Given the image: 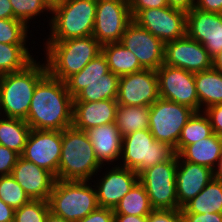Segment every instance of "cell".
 I'll return each instance as SVG.
<instances>
[{
    "label": "cell",
    "instance_id": "cell-12",
    "mask_svg": "<svg viewBox=\"0 0 222 222\" xmlns=\"http://www.w3.org/2000/svg\"><path fill=\"white\" fill-rule=\"evenodd\" d=\"M187 13L171 8H150L141 10L133 20L163 43L186 36Z\"/></svg>",
    "mask_w": 222,
    "mask_h": 222
},
{
    "label": "cell",
    "instance_id": "cell-13",
    "mask_svg": "<svg viewBox=\"0 0 222 222\" xmlns=\"http://www.w3.org/2000/svg\"><path fill=\"white\" fill-rule=\"evenodd\" d=\"M61 149L62 131L31 129L21 157L51 172L57 179Z\"/></svg>",
    "mask_w": 222,
    "mask_h": 222
},
{
    "label": "cell",
    "instance_id": "cell-7",
    "mask_svg": "<svg viewBox=\"0 0 222 222\" xmlns=\"http://www.w3.org/2000/svg\"><path fill=\"white\" fill-rule=\"evenodd\" d=\"M174 154V149L155 140L149 129L140 130L123 137L121 167L139 174L148 167L168 161Z\"/></svg>",
    "mask_w": 222,
    "mask_h": 222
},
{
    "label": "cell",
    "instance_id": "cell-22",
    "mask_svg": "<svg viewBox=\"0 0 222 222\" xmlns=\"http://www.w3.org/2000/svg\"><path fill=\"white\" fill-rule=\"evenodd\" d=\"M85 132L101 165L104 166L105 161L109 163L121 158L123 137L115 122L93 127Z\"/></svg>",
    "mask_w": 222,
    "mask_h": 222
},
{
    "label": "cell",
    "instance_id": "cell-30",
    "mask_svg": "<svg viewBox=\"0 0 222 222\" xmlns=\"http://www.w3.org/2000/svg\"><path fill=\"white\" fill-rule=\"evenodd\" d=\"M119 76L111 71L102 76V79L90 81L87 87L83 88L73 101L93 102L107 99H117Z\"/></svg>",
    "mask_w": 222,
    "mask_h": 222
},
{
    "label": "cell",
    "instance_id": "cell-40",
    "mask_svg": "<svg viewBox=\"0 0 222 222\" xmlns=\"http://www.w3.org/2000/svg\"><path fill=\"white\" fill-rule=\"evenodd\" d=\"M132 19L144 9L167 7V0H128Z\"/></svg>",
    "mask_w": 222,
    "mask_h": 222
},
{
    "label": "cell",
    "instance_id": "cell-45",
    "mask_svg": "<svg viewBox=\"0 0 222 222\" xmlns=\"http://www.w3.org/2000/svg\"><path fill=\"white\" fill-rule=\"evenodd\" d=\"M168 6L174 9L189 12L195 7V0H167Z\"/></svg>",
    "mask_w": 222,
    "mask_h": 222
},
{
    "label": "cell",
    "instance_id": "cell-42",
    "mask_svg": "<svg viewBox=\"0 0 222 222\" xmlns=\"http://www.w3.org/2000/svg\"><path fill=\"white\" fill-rule=\"evenodd\" d=\"M114 215L112 208L98 207L77 222H114Z\"/></svg>",
    "mask_w": 222,
    "mask_h": 222
},
{
    "label": "cell",
    "instance_id": "cell-20",
    "mask_svg": "<svg viewBox=\"0 0 222 222\" xmlns=\"http://www.w3.org/2000/svg\"><path fill=\"white\" fill-rule=\"evenodd\" d=\"M213 178L211 168L184 161L177 155L176 195L179 206L182 208L195 198Z\"/></svg>",
    "mask_w": 222,
    "mask_h": 222
},
{
    "label": "cell",
    "instance_id": "cell-3",
    "mask_svg": "<svg viewBox=\"0 0 222 222\" xmlns=\"http://www.w3.org/2000/svg\"><path fill=\"white\" fill-rule=\"evenodd\" d=\"M101 46L93 35L64 41H47V71L52 77L65 82L100 54Z\"/></svg>",
    "mask_w": 222,
    "mask_h": 222
},
{
    "label": "cell",
    "instance_id": "cell-4",
    "mask_svg": "<svg viewBox=\"0 0 222 222\" xmlns=\"http://www.w3.org/2000/svg\"><path fill=\"white\" fill-rule=\"evenodd\" d=\"M101 167L85 131L73 125L62 130L58 180L90 181Z\"/></svg>",
    "mask_w": 222,
    "mask_h": 222
},
{
    "label": "cell",
    "instance_id": "cell-29",
    "mask_svg": "<svg viewBox=\"0 0 222 222\" xmlns=\"http://www.w3.org/2000/svg\"><path fill=\"white\" fill-rule=\"evenodd\" d=\"M109 65L103 53L98 54L80 72L70 76L66 81V87L74 98L90 81L100 80L104 74L109 73Z\"/></svg>",
    "mask_w": 222,
    "mask_h": 222
},
{
    "label": "cell",
    "instance_id": "cell-24",
    "mask_svg": "<svg viewBox=\"0 0 222 222\" xmlns=\"http://www.w3.org/2000/svg\"><path fill=\"white\" fill-rule=\"evenodd\" d=\"M101 52L107 60L109 70L119 77L144 69L135 54L121 42L104 44Z\"/></svg>",
    "mask_w": 222,
    "mask_h": 222
},
{
    "label": "cell",
    "instance_id": "cell-38",
    "mask_svg": "<svg viewBox=\"0 0 222 222\" xmlns=\"http://www.w3.org/2000/svg\"><path fill=\"white\" fill-rule=\"evenodd\" d=\"M19 157L18 153L0 145V176L11 175Z\"/></svg>",
    "mask_w": 222,
    "mask_h": 222
},
{
    "label": "cell",
    "instance_id": "cell-51",
    "mask_svg": "<svg viewBox=\"0 0 222 222\" xmlns=\"http://www.w3.org/2000/svg\"><path fill=\"white\" fill-rule=\"evenodd\" d=\"M214 178H216L217 180H222V155L219 159L218 166L214 170Z\"/></svg>",
    "mask_w": 222,
    "mask_h": 222
},
{
    "label": "cell",
    "instance_id": "cell-17",
    "mask_svg": "<svg viewBox=\"0 0 222 222\" xmlns=\"http://www.w3.org/2000/svg\"><path fill=\"white\" fill-rule=\"evenodd\" d=\"M186 35L204 45L213 58L222 50V14L193 8L186 15Z\"/></svg>",
    "mask_w": 222,
    "mask_h": 222
},
{
    "label": "cell",
    "instance_id": "cell-43",
    "mask_svg": "<svg viewBox=\"0 0 222 222\" xmlns=\"http://www.w3.org/2000/svg\"><path fill=\"white\" fill-rule=\"evenodd\" d=\"M181 222H222V213H181Z\"/></svg>",
    "mask_w": 222,
    "mask_h": 222
},
{
    "label": "cell",
    "instance_id": "cell-48",
    "mask_svg": "<svg viewBox=\"0 0 222 222\" xmlns=\"http://www.w3.org/2000/svg\"><path fill=\"white\" fill-rule=\"evenodd\" d=\"M13 18L10 0H0V19Z\"/></svg>",
    "mask_w": 222,
    "mask_h": 222
},
{
    "label": "cell",
    "instance_id": "cell-16",
    "mask_svg": "<svg viewBox=\"0 0 222 222\" xmlns=\"http://www.w3.org/2000/svg\"><path fill=\"white\" fill-rule=\"evenodd\" d=\"M164 64L197 73L212 68V57L204 45L186 35L165 43Z\"/></svg>",
    "mask_w": 222,
    "mask_h": 222
},
{
    "label": "cell",
    "instance_id": "cell-9",
    "mask_svg": "<svg viewBox=\"0 0 222 222\" xmlns=\"http://www.w3.org/2000/svg\"><path fill=\"white\" fill-rule=\"evenodd\" d=\"M195 111L176 102L158 98L150 106L149 130L155 140L176 148L183 126Z\"/></svg>",
    "mask_w": 222,
    "mask_h": 222
},
{
    "label": "cell",
    "instance_id": "cell-49",
    "mask_svg": "<svg viewBox=\"0 0 222 222\" xmlns=\"http://www.w3.org/2000/svg\"><path fill=\"white\" fill-rule=\"evenodd\" d=\"M212 68L222 73V50L212 58Z\"/></svg>",
    "mask_w": 222,
    "mask_h": 222
},
{
    "label": "cell",
    "instance_id": "cell-31",
    "mask_svg": "<svg viewBox=\"0 0 222 222\" xmlns=\"http://www.w3.org/2000/svg\"><path fill=\"white\" fill-rule=\"evenodd\" d=\"M113 210L114 214L148 216L154 209L150 204L145 187L137 181Z\"/></svg>",
    "mask_w": 222,
    "mask_h": 222
},
{
    "label": "cell",
    "instance_id": "cell-14",
    "mask_svg": "<svg viewBox=\"0 0 222 222\" xmlns=\"http://www.w3.org/2000/svg\"><path fill=\"white\" fill-rule=\"evenodd\" d=\"M158 98L156 70L142 69L119 78L118 105L150 107Z\"/></svg>",
    "mask_w": 222,
    "mask_h": 222
},
{
    "label": "cell",
    "instance_id": "cell-5",
    "mask_svg": "<svg viewBox=\"0 0 222 222\" xmlns=\"http://www.w3.org/2000/svg\"><path fill=\"white\" fill-rule=\"evenodd\" d=\"M89 181L56 179L48 203L50 212L71 222H77L96 210V190Z\"/></svg>",
    "mask_w": 222,
    "mask_h": 222
},
{
    "label": "cell",
    "instance_id": "cell-39",
    "mask_svg": "<svg viewBox=\"0 0 222 222\" xmlns=\"http://www.w3.org/2000/svg\"><path fill=\"white\" fill-rule=\"evenodd\" d=\"M180 209H154L148 216L147 222H180Z\"/></svg>",
    "mask_w": 222,
    "mask_h": 222
},
{
    "label": "cell",
    "instance_id": "cell-34",
    "mask_svg": "<svg viewBox=\"0 0 222 222\" xmlns=\"http://www.w3.org/2000/svg\"><path fill=\"white\" fill-rule=\"evenodd\" d=\"M0 199L14 209L31 200L12 175L0 176Z\"/></svg>",
    "mask_w": 222,
    "mask_h": 222
},
{
    "label": "cell",
    "instance_id": "cell-15",
    "mask_svg": "<svg viewBox=\"0 0 222 222\" xmlns=\"http://www.w3.org/2000/svg\"><path fill=\"white\" fill-rule=\"evenodd\" d=\"M137 57L144 69L157 70L164 64L165 43L132 20L120 41Z\"/></svg>",
    "mask_w": 222,
    "mask_h": 222
},
{
    "label": "cell",
    "instance_id": "cell-11",
    "mask_svg": "<svg viewBox=\"0 0 222 222\" xmlns=\"http://www.w3.org/2000/svg\"><path fill=\"white\" fill-rule=\"evenodd\" d=\"M159 98L167 99L199 111L194 73L162 64L157 70Z\"/></svg>",
    "mask_w": 222,
    "mask_h": 222
},
{
    "label": "cell",
    "instance_id": "cell-26",
    "mask_svg": "<svg viewBox=\"0 0 222 222\" xmlns=\"http://www.w3.org/2000/svg\"><path fill=\"white\" fill-rule=\"evenodd\" d=\"M181 213H222V180L213 178L204 189L188 201Z\"/></svg>",
    "mask_w": 222,
    "mask_h": 222
},
{
    "label": "cell",
    "instance_id": "cell-47",
    "mask_svg": "<svg viewBox=\"0 0 222 222\" xmlns=\"http://www.w3.org/2000/svg\"><path fill=\"white\" fill-rule=\"evenodd\" d=\"M114 222H147V216L115 214Z\"/></svg>",
    "mask_w": 222,
    "mask_h": 222
},
{
    "label": "cell",
    "instance_id": "cell-6",
    "mask_svg": "<svg viewBox=\"0 0 222 222\" xmlns=\"http://www.w3.org/2000/svg\"><path fill=\"white\" fill-rule=\"evenodd\" d=\"M97 0H66L55 8L50 20L48 41H64L93 33Z\"/></svg>",
    "mask_w": 222,
    "mask_h": 222
},
{
    "label": "cell",
    "instance_id": "cell-1",
    "mask_svg": "<svg viewBox=\"0 0 222 222\" xmlns=\"http://www.w3.org/2000/svg\"><path fill=\"white\" fill-rule=\"evenodd\" d=\"M26 123L35 130L62 131L73 124V97L65 82L47 73L36 85Z\"/></svg>",
    "mask_w": 222,
    "mask_h": 222
},
{
    "label": "cell",
    "instance_id": "cell-44",
    "mask_svg": "<svg viewBox=\"0 0 222 222\" xmlns=\"http://www.w3.org/2000/svg\"><path fill=\"white\" fill-rule=\"evenodd\" d=\"M197 9L222 14V0H195V7Z\"/></svg>",
    "mask_w": 222,
    "mask_h": 222
},
{
    "label": "cell",
    "instance_id": "cell-41",
    "mask_svg": "<svg viewBox=\"0 0 222 222\" xmlns=\"http://www.w3.org/2000/svg\"><path fill=\"white\" fill-rule=\"evenodd\" d=\"M204 113L210 121L213 133L222 137V104L209 106L204 110Z\"/></svg>",
    "mask_w": 222,
    "mask_h": 222
},
{
    "label": "cell",
    "instance_id": "cell-18",
    "mask_svg": "<svg viewBox=\"0 0 222 222\" xmlns=\"http://www.w3.org/2000/svg\"><path fill=\"white\" fill-rule=\"evenodd\" d=\"M12 177L22 186L31 200H46L53 190L56 177L33 162L19 157L15 164Z\"/></svg>",
    "mask_w": 222,
    "mask_h": 222
},
{
    "label": "cell",
    "instance_id": "cell-2",
    "mask_svg": "<svg viewBox=\"0 0 222 222\" xmlns=\"http://www.w3.org/2000/svg\"><path fill=\"white\" fill-rule=\"evenodd\" d=\"M40 64L33 60L20 71L0 75V110L4 117L27 118L35 87L48 73L46 63Z\"/></svg>",
    "mask_w": 222,
    "mask_h": 222
},
{
    "label": "cell",
    "instance_id": "cell-32",
    "mask_svg": "<svg viewBox=\"0 0 222 222\" xmlns=\"http://www.w3.org/2000/svg\"><path fill=\"white\" fill-rule=\"evenodd\" d=\"M212 134V126L204 111L194 112L183 126L174 152L178 155L187 145L209 137Z\"/></svg>",
    "mask_w": 222,
    "mask_h": 222
},
{
    "label": "cell",
    "instance_id": "cell-10",
    "mask_svg": "<svg viewBox=\"0 0 222 222\" xmlns=\"http://www.w3.org/2000/svg\"><path fill=\"white\" fill-rule=\"evenodd\" d=\"M132 20L128 0H97L92 35L101 45L120 42Z\"/></svg>",
    "mask_w": 222,
    "mask_h": 222
},
{
    "label": "cell",
    "instance_id": "cell-36",
    "mask_svg": "<svg viewBox=\"0 0 222 222\" xmlns=\"http://www.w3.org/2000/svg\"><path fill=\"white\" fill-rule=\"evenodd\" d=\"M27 26L24 22L15 19H0V43L26 44Z\"/></svg>",
    "mask_w": 222,
    "mask_h": 222
},
{
    "label": "cell",
    "instance_id": "cell-46",
    "mask_svg": "<svg viewBox=\"0 0 222 222\" xmlns=\"http://www.w3.org/2000/svg\"><path fill=\"white\" fill-rule=\"evenodd\" d=\"M15 209L0 199V222H13Z\"/></svg>",
    "mask_w": 222,
    "mask_h": 222
},
{
    "label": "cell",
    "instance_id": "cell-23",
    "mask_svg": "<svg viewBox=\"0 0 222 222\" xmlns=\"http://www.w3.org/2000/svg\"><path fill=\"white\" fill-rule=\"evenodd\" d=\"M178 155L184 158V161L207 166L214 171L222 155V137L213 133L209 137L187 145Z\"/></svg>",
    "mask_w": 222,
    "mask_h": 222
},
{
    "label": "cell",
    "instance_id": "cell-52",
    "mask_svg": "<svg viewBox=\"0 0 222 222\" xmlns=\"http://www.w3.org/2000/svg\"><path fill=\"white\" fill-rule=\"evenodd\" d=\"M46 222H71V221L65 220L64 218L58 217L52 214L51 212H49Z\"/></svg>",
    "mask_w": 222,
    "mask_h": 222
},
{
    "label": "cell",
    "instance_id": "cell-21",
    "mask_svg": "<svg viewBox=\"0 0 222 222\" xmlns=\"http://www.w3.org/2000/svg\"><path fill=\"white\" fill-rule=\"evenodd\" d=\"M117 99L93 102L73 101V126L86 131L90 128L115 122Z\"/></svg>",
    "mask_w": 222,
    "mask_h": 222
},
{
    "label": "cell",
    "instance_id": "cell-35",
    "mask_svg": "<svg viewBox=\"0 0 222 222\" xmlns=\"http://www.w3.org/2000/svg\"><path fill=\"white\" fill-rule=\"evenodd\" d=\"M50 212L46 200H30L28 203L15 209L13 222H46Z\"/></svg>",
    "mask_w": 222,
    "mask_h": 222
},
{
    "label": "cell",
    "instance_id": "cell-33",
    "mask_svg": "<svg viewBox=\"0 0 222 222\" xmlns=\"http://www.w3.org/2000/svg\"><path fill=\"white\" fill-rule=\"evenodd\" d=\"M33 60L26 44L0 43V75L20 71Z\"/></svg>",
    "mask_w": 222,
    "mask_h": 222
},
{
    "label": "cell",
    "instance_id": "cell-25",
    "mask_svg": "<svg viewBox=\"0 0 222 222\" xmlns=\"http://www.w3.org/2000/svg\"><path fill=\"white\" fill-rule=\"evenodd\" d=\"M199 111L215 104H222V73L214 68L194 73Z\"/></svg>",
    "mask_w": 222,
    "mask_h": 222
},
{
    "label": "cell",
    "instance_id": "cell-27",
    "mask_svg": "<svg viewBox=\"0 0 222 222\" xmlns=\"http://www.w3.org/2000/svg\"><path fill=\"white\" fill-rule=\"evenodd\" d=\"M3 117V118H1ZM0 117V145L18 153L24 151L31 128L25 120L19 118Z\"/></svg>",
    "mask_w": 222,
    "mask_h": 222
},
{
    "label": "cell",
    "instance_id": "cell-8",
    "mask_svg": "<svg viewBox=\"0 0 222 222\" xmlns=\"http://www.w3.org/2000/svg\"><path fill=\"white\" fill-rule=\"evenodd\" d=\"M177 154L168 161L148 167L138 174L153 209H181L176 195Z\"/></svg>",
    "mask_w": 222,
    "mask_h": 222
},
{
    "label": "cell",
    "instance_id": "cell-19",
    "mask_svg": "<svg viewBox=\"0 0 222 222\" xmlns=\"http://www.w3.org/2000/svg\"><path fill=\"white\" fill-rule=\"evenodd\" d=\"M98 181L100 182L93 186L98 206L114 209L138 181V174L131 169L116 165Z\"/></svg>",
    "mask_w": 222,
    "mask_h": 222
},
{
    "label": "cell",
    "instance_id": "cell-37",
    "mask_svg": "<svg viewBox=\"0 0 222 222\" xmlns=\"http://www.w3.org/2000/svg\"><path fill=\"white\" fill-rule=\"evenodd\" d=\"M10 3L13 9V18L26 25L34 16H38L46 10L50 11L42 0H10Z\"/></svg>",
    "mask_w": 222,
    "mask_h": 222
},
{
    "label": "cell",
    "instance_id": "cell-28",
    "mask_svg": "<svg viewBox=\"0 0 222 222\" xmlns=\"http://www.w3.org/2000/svg\"><path fill=\"white\" fill-rule=\"evenodd\" d=\"M150 107L118 105L115 124L122 137L140 130L149 129Z\"/></svg>",
    "mask_w": 222,
    "mask_h": 222
},
{
    "label": "cell",
    "instance_id": "cell-50",
    "mask_svg": "<svg viewBox=\"0 0 222 222\" xmlns=\"http://www.w3.org/2000/svg\"><path fill=\"white\" fill-rule=\"evenodd\" d=\"M42 1L51 12L55 8L61 6L66 0H42Z\"/></svg>",
    "mask_w": 222,
    "mask_h": 222
}]
</instances>
